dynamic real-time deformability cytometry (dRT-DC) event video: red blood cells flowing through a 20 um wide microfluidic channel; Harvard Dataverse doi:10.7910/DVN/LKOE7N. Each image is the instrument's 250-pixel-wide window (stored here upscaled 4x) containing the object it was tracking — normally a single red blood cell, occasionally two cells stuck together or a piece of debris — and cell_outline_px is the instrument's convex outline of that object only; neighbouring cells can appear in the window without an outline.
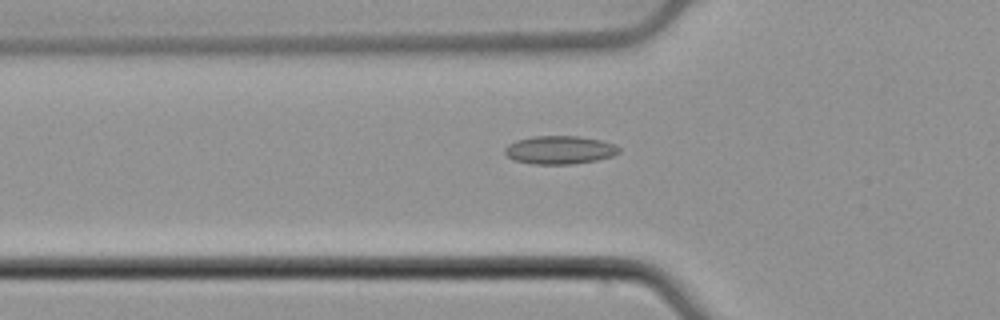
{"species": "common noctule bat (a hibernating species)", "species_latin": "Nyctalus noctula", "temperature_condition": "cold", "stored_images_in_passage": 51, "camera_frame_rate_fps": 3000, "um_per_image_px": 0.085, "animal": {"sex": "male", "body_mass_g": 21.5, "forearm_length_mm": 52.0}, "frame": {"image": 1, "passage_image": 18, "time_ms": 5.667, "image_size_px": [1000, 320], "cell_outline_px": [[620, 152], [612, 156], [596, 160], [572, 164], [532, 164], [512, 160], [504, 152], [504, 148], [508, 144], [516, 140], [532, 136], [580, 136], [600, 140], [616, 144], [620, 148]], "centroid_in_image_um": [47.56, 12.74], "position_along_channel_um": 78.2, "area_um2": 18.96}}
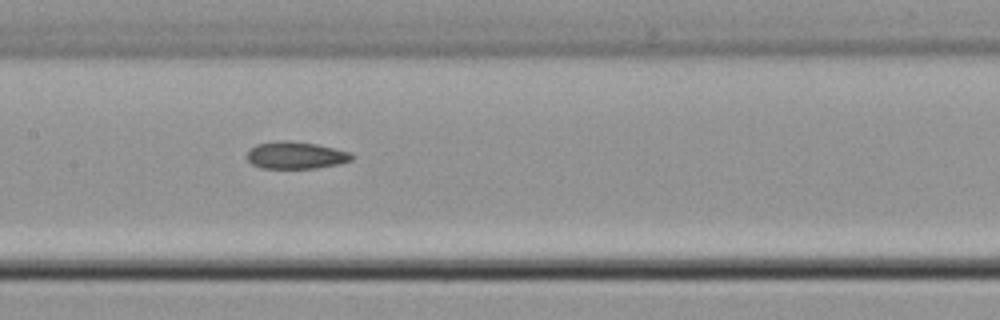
{"frame": {"image": 2, "passage_image": 26, "time_ms": 8.333, "image_size_px": [1000, 320], "cell_outline_px": [[356, 156], [352, 160], [336, 164], [316, 168], [260, 168], [252, 164], [244, 156], [248, 148], [256, 144], [276, 140], [292, 140], [316, 144], [352, 152]], "centroid_in_image_um": [25.1, 13.18], "position_along_channel_um": 182.3, "area_um2": 16.99}}
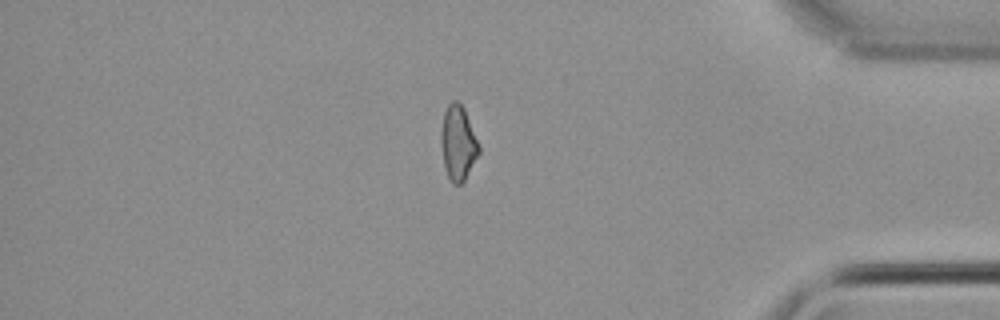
{"frame": {"image": 3, "passage_image": 45, "time_ms": 14.667, "image_size_px": [1000, 320], "cell_outline_px": [[480, 152], [464, 180], [460, 184], [452, 184], [448, 176], [444, 164], [440, 144], [440, 136], [444, 112], [448, 104], [452, 100], [456, 100], [464, 108], [480, 148]], "centroid_in_image_um": [38.92, 12.15], "position_along_channel_um": 396.3, "area_um2": 16.3}}